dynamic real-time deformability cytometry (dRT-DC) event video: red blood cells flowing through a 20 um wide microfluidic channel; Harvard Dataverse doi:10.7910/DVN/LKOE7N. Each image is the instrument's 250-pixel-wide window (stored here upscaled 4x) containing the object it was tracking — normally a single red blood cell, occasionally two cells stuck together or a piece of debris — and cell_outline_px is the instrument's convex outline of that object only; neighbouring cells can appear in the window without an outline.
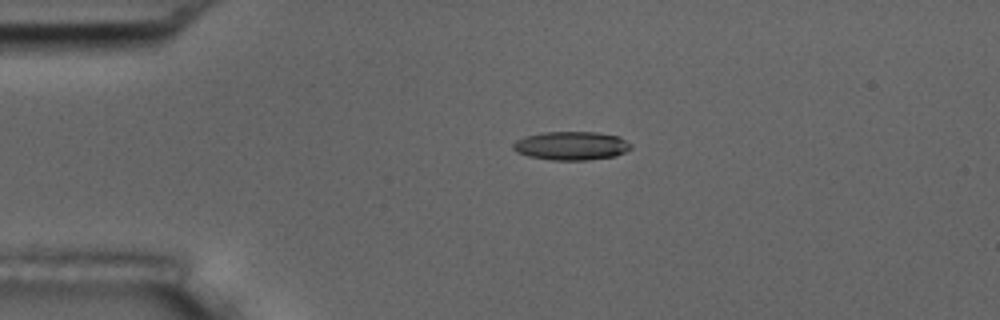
{"species": "common noctule bat (a hibernating species)", "species_latin": "Nyctalus noctula", "temperature_condition": "room temperature", "stored_images_in_passage": 5, "camera_frame_rate_fps": 3000, "um_per_image_px": 0.085, "animal": {"sex": "male", "body_mass_g": 17.5, "forearm_length_mm": 52.3}, "frame": {"image": 1, "passage_image": 5, "time_ms": 5.667, "image_size_px": [1000, 320], "cell_outline_px": [[632, 148], [616, 156], [588, 160], [552, 160], [528, 156], [516, 152], [512, 148], [512, 144], [516, 140], [528, 136], [544, 132], [596, 132], [620, 136], [632, 144]], "centroid_in_image_um": [48.59, 12.39], "position_along_channel_um": 36.4, "area_um2": 19.71}}